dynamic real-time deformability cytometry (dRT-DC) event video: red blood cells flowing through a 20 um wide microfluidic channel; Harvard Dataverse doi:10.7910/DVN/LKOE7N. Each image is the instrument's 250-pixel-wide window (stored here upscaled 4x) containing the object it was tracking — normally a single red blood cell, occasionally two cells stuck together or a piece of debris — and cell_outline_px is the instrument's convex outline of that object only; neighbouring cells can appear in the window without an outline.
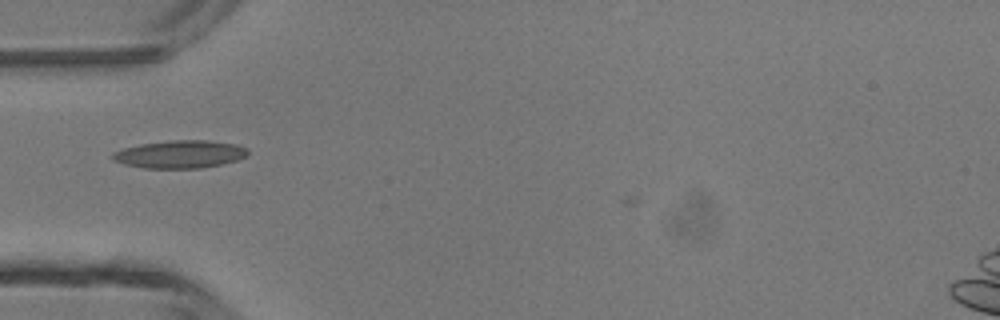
{"species": "common noctule bat (a hibernating species)", "species_latin": "Nyctalus noctula", "temperature_condition": "room temperature", "stored_images_in_passage": 33, "camera_frame_rate_fps": 3000, "um_per_image_px": 0.085, "animal": {"sex": "male", "body_mass_g": 13.3}, "frame": {"image": 1, "passage_image": 1, "time_ms": 0.0, "image_size_px": [1000, 320], "cell_outline_px": [[248, 152], [244, 156], [236, 160], [220, 164], [200, 168], [144, 168], [124, 164], [112, 160], [112, 152], [124, 148], [140, 144], [176, 140], [208, 140], [236, 144], [248, 148]], "centroid_in_image_um": [15.27, 13.11], "position_along_channel_um": 69.7, "area_um2": 21.73}}
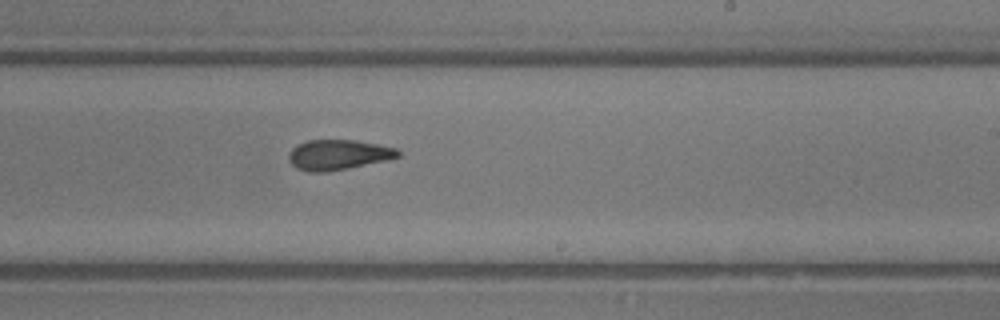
{"frame": {"image": 2, "passage_image": 14, "time_ms": 4.333, "image_size_px": [1000, 320], "cell_outline_px": [[400, 156], [384, 160], [348, 168], [324, 172], [308, 172], [296, 168], [288, 160], [288, 152], [296, 144], [308, 140], [356, 140], [380, 144], [396, 148], [400, 152]], "centroid_in_image_um": [28.7, 13.14], "position_along_channel_um": 260.3, "area_um2": 19.25}}
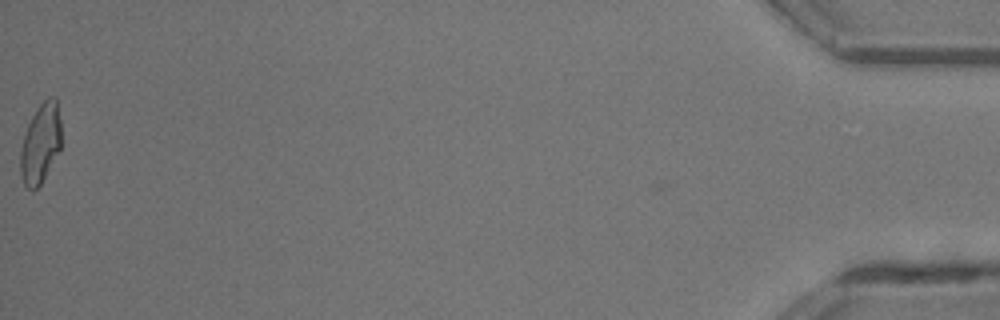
{"frame": {"image": 3, "passage_image": 33, "time_ms": 10.667, "image_size_px": [1000, 320], "cell_outline_px": [[60, 148], [40, 184], [32, 192], [24, 184], [20, 172], [20, 152], [24, 136], [28, 124], [32, 116], [40, 104], [48, 96], [56, 96], [60, 120]], "centroid_in_image_um": [3.43, 12.17], "position_along_channel_um": 431.8, "area_um2": 18.67}, "authors_computed_cell_mechanics": {"area_um2": 19.2474, "velocity_mm_per_s": 4.3741, "shape_relaxation_time_tau1_ms": 3.3645, "shape_relaxation_time_tau2_ms": 2.2249, "deformation_change_tau1": 0.1496, "deformation_change_tau2": 0.1163}}